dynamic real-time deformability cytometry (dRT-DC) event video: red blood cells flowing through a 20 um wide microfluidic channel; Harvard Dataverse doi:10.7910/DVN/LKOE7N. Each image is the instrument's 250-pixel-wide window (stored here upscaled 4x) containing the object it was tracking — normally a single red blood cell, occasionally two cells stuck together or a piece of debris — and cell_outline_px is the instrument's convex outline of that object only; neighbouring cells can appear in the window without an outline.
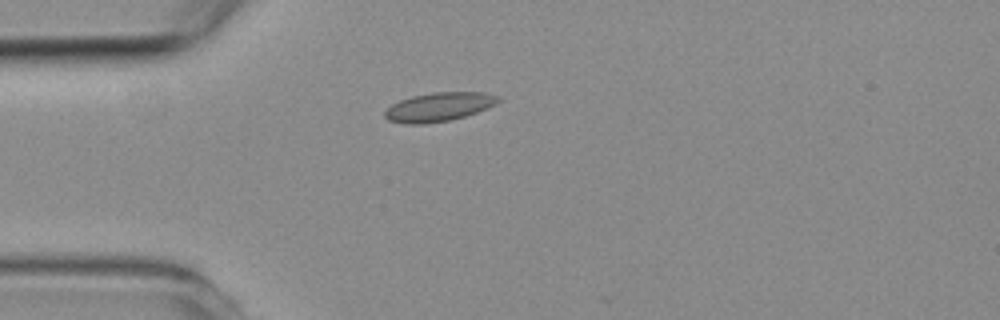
{"species": "common noctule bat (a hibernating species)", "species_latin": "Nyctalus noctula", "temperature_condition": "room temperature", "stored_images_in_passage": 4, "camera_frame_rate_fps": 3000, "um_per_image_px": 0.085, "animal": {"sex": "female", "body_mass_g": 19.3, "forearm_length_mm": 54.1}, "frame": {"image": 1, "passage_image": 2, "time_ms": 1.333, "image_size_px": [1000, 320], "cell_outline_px": [[500, 100], [496, 104], [476, 112], [464, 116], [448, 120], [424, 124], [408, 124], [388, 120], [384, 116], [384, 112], [392, 104], [400, 100], [412, 96], [432, 92], [484, 92], [500, 96]], "centroid_in_image_um": [37.3, 9.08], "position_along_channel_um": 47.7, "area_um2": 18.96}}